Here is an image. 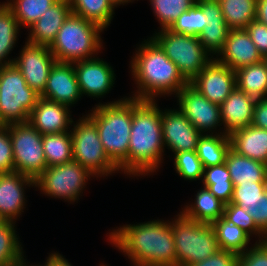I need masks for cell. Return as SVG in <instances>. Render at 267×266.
Masks as SVG:
<instances>
[{"mask_svg": "<svg viewBox=\"0 0 267 266\" xmlns=\"http://www.w3.org/2000/svg\"><path fill=\"white\" fill-rule=\"evenodd\" d=\"M117 228L109 233L107 240L128 256L134 266H177L169 220L155 219Z\"/></svg>", "mask_w": 267, "mask_h": 266, "instance_id": "6da1fadb", "label": "cell"}, {"mask_svg": "<svg viewBox=\"0 0 267 266\" xmlns=\"http://www.w3.org/2000/svg\"><path fill=\"white\" fill-rule=\"evenodd\" d=\"M164 151L161 110L157 101L132 98V125L126 174L129 177L148 174L150 176L162 165Z\"/></svg>", "mask_w": 267, "mask_h": 266, "instance_id": "7a4b0ae2", "label": "cell"}, {"mask_svg": "<svg viewBox=\"0 0 267 266\" xmlns=\"http://www.w3.org/2000/svg\"><path fill=\"white\" fill-rule=\"evenodd\" d=\"M143 42L130 61L131 74L138 88L130 97L156 100L159 95H176L188 82L151 37Z\"/></svg>", "mask_w": 267, "mask_h": 266, "instance_id": "3957f363", "label": "cell"}, {"mask_svg": "<svg viewBox=\"0 0 267 266\" xmlns=\"http://www.w3.org/2000/svg\"><path fill=\"white\" fill-rule=\"evenodd\" d=\"M86 114L96 125L99 138L110 160L126 174V157L132 125V98L123 97L97 104Z\"/></svg>", "mask_w": 267, "mask_h": 266, "instance_id": "277c9868", "label": "cell"}, {"mask_svg": "<svg viewBox=\"0 0 267 266\" xmlns=\"http://www.w3.org/2000/svg\"><path fill=\"white\" fill-rule=\"evenodd\" d=\"M103 30L99 25L71 13L49 49L57 62L74 63L94 58L103 47L100 34Z\"/></svg>", "mask_w": 267, "mask_h": 266, "instance_id": "5b68a950", "label": "cell"}, {"mask_svg": "<svg viewBox=\"0 0 267 266\" xmlns=\"http://www.w3.org/2000/svg\"><path fill=\"white\" fill-rule=\"evenodd\" d=\"M177 254V266L203 261L220 250L210 223L196 222L181 212L170 221Z\"/></svg>", "mask_w": 267, "mask_h": 266, "instance_id": "8992f818", "label": "cell"}, {"mask_svg": "<svg viewBox=\"0 0 267 266\" xmlns=\"http://www.w3.org/2000/svg\"><path fill=\"white\" fill-rule=\"evenodd\" d=\"M39 98L14 64L0 66V125L28 122Z\"/></svg>", "mask_w": 267, "mask_h": 266, "instance_id": "52a82bcc", "label": "cell"}, {"mask_svg": "<svg viewBox=\"0 0 267 266\" xmlns=\"http://www.w3.org/2000/svg\"><path fill=\"white\" fill-rule=\"evenodd\" d=\"M158 31L151 38L177 66L188 83L213 59L198 37L176 33L169 28Z\"/></svg>", "mask_w": 267, "mask_h": 266, "instance_id": "ba28073f", "label": "cell"}, {"mask_svg": "<svg viewBox=\"0 0 267 266\" xmlns=\"http://www.w3.org/2000/svg\"><path fill=\"white\" fill-rule=\"evenodd\" d=\"M73 124L70 130L73 160L97 178L120 171L106 154L95 123L87 115H82L78 122L75 124L73 121Z\"/></svg>", "mask_w": 267, "mask_h": 266, "instance_id": "9c48e42d", "label": "cell"}, {"mask_svg": "<svg viewBox=\"0 0 267 266\" xmlns=\"http://www.w3.org/2000/svg\"><path fill=\"white\" fill-rule=\"evenodd\" d=\"M95 177L85 167L76 161H71L44 169L34 180V188L49 197L61 198L68 202L79 200L87 181Z\"/></svg>", "mask_w": 267, "mask_h": 266, "instance_id": "30bf717a", "label": "cell"}, {"mask_svg": "<svg viewBox=\"0 0 267 266\" xmlns=\"http://www.w3.org/2000/svg\"><path fill=\"white\" fill-rule=\"evenodd\" d=\"M6 126L11 138L15 171L35 180L47 168L43 135L29 122Z\"/></svg>", "mask_w": 267, "mask_h": 266, "instance_id": "8fae6325", "label": "cell"}, {"mask_svg": "<svg viewBox=\"0 0 267 266\" xmlns=\"http://www.w3.org/2000/svg\"><path fill=\"white\" fill-rule=\"evenodd\" d=\"M176 97L178 109L202 135L210 132L214 134L216 128L222 126L220 106L210 102L190 83L184 86Z\"/></svg>", "mask_w": 267, "mask_h": 266, "instance_id": "7c38bea8", "label": "cell"}, {"mask_svg": "<svg viewBox=\"0 0 267 266\" xmlns=\"http://www.w3.org/2000/svg\"><path fill=\"white\" fill-rule=\"evenodd\" d=\"M56 62L49 46L31 44L26 41L20 55L14 58L13 64L22 73L27 85L41 95L50 70Z\"/></svg>", "mask_w": 267, "mask_h": 266, "instance_id": "4fadbf2b", "label": "cell"}, {"mask_svg": "<svg viewBox=\"0 0 267 266\" xmlns=\"http://www.w3.org/2000/svg\"><path fill=\"white\" fill-rule=\"evenodd\" d=\"M190 84L210 102L220 106L237 87L236 72L213 58Z\"/></svg>", "mask_w": 267, "mask_h": 266, "instance_id": "5bb4252c", "label": "cell"}, {"mask_svg": "<svg viewBox=\"0 0 267 266\" xmlns=\"http://www.w3.org/2000/svg\"><path fill=\"white\" fill-rule=\"evenodd\" d=\"M82 96L102 98L115 84V73L109 63L99 57L73 63Z\"/></svg>", "mask_w": 267, "mask_h": 266, "instance_id": "9a60e30c", "label": "cell"}, {"mask_svg": "<svg viewBox=\"0 0 267 266\" xmlns=\"http://www.w3.org/2000/svg\"><path fill=\"white\" fill-rule=\"evenodd\" d=\"M161 123L165 148L167 146L174 154L197 150V142L202 134L179 109L161 110Z\"/></svg>", "mask_w": 267, "mask_h": 266, "instance_id": "2e32d148", "label": "cell"}, {"mask_svg": "<svg viewBox=\"0 0 267 266\" xmlns=\"http://www.w3.org/2000/svg\"><path fill=\"white\" fill-rule=\"evenodd\" d=\"M81 96L73 63L56 62L50 70L40 97L70 108L81 99Z\"/></svg>", "mask_w": 267, "mask_h": 266, "instance_id": "e0dca14e", "label": "cell"}, {"mask_svg": "<svg viewBox=\"0 0 267 266\" xmlns=\"http://www.w3.org/2000/svg\"><path fill=\"white\" fill-rule=\"evenodd\" d=\"M34 186V179L16 171L0 173V216L16 222L26 206L25 189Z\"/></svg>", "mask_w": 267, "mask_h": 266, "instance_id": "ac0fdd59", "label": "cell"}, {"mask_svg": "<svg viewBox=\"0 0 267 266\" xmlns=\"http://www.w3.org/2000/svg\"><path fill=\"white\" fill-rule=\"evenodd\" d=\"M215 59L236 71L261 62L263 56L257 50L246 29H230L224 47Z\"/></svg>", "mask_w": 267, "mask_h": 266, "instance_id": "d6986e66", "label": "cell"}, {"mask_svg": "<svg viewBox=\"0 0 267 266\" xmlns=\"http://www.w3.org/2000/svg\"><path fill=\"white\" fill-rule=\"evenodd\" d=\"M70 109L68 106L40 97L30 112L28 122L42 135L67 132L73 124Z\"/></svg>", "mask_w": 267, "mask_h": 266, "instance_id": "ffe728a7", "label": "cell"}, {"mask_svg": "<svg viewBox=\"0 0 267 266\" xmlns=\"http://www.w3.org/2000/svg\"><path fill=\"white\" fill-rule=\"evenodd\" d=\"M71 13L70 0H58L28 29L27 42L50 46Z\"/></svg>", "mask_w": 267, "mask_h": 266, "instance_id": "44dd1931", "label": "cell"}, {"mask_svg": "<svg viewBox=\"0 0 267 266\" xmlns=\"http://www.w3.org/2000/svg\"><path fill=\"white\" fill-rule=\"evenodd\" d=\"M256 101V99L236 87L220 105L221 119L224 126L222 131L229 135L237 129L250 126Z\"/></svg>", "mask_w": 267, "mask_h": 266, "instance_id": "7402d4cb", "label": "cell"}, {"mask_svg": "<svg viewBox=\"0 0 267 266\" xmlns=\"http://www.w3.org/2000/svg\"><path fill=\"white\" fill-rule=\"evenodd\" d=\"M230 148L240 155L267 165V130L255 126L237 129L229 134Z\"/></svg>", "mask_w": 267, "mask_h": 266, "instance_id": "603a6c76", "label": "cell"}, {"mask_svg": "<svg viewBox=\"0 0 267 266\" xmlns=\"http://www.w3.org/2000/svg\"><path fill=\"white\" fill-rule=\"evenodd\" d=\"M225 164L233 184L267 182L266 164L240 155L231 148L227 152Z\"/></svg>", "mask_w": 267, "mask_h": 266, "instance_id": "cb8c5ba5", "label": "cell"}, {"mask_svg": "<svg viewBox=\"0 0 267 266\" xmlns=\"http://www.w3.org/2000/svg\"><path fill=\"white\" fill-rule=\"evenodd\" d=\"M194 204H188L180 211L189 219L201 223H210L224 215L225 203L219 200L207 187L197 191Z\"/></svg>", "mask_w": 267, "mask_h": 266, "instance_id": "d4e9b609", "label": "cell"}, {"mask_svg": "<svg viewBox=\"0 0 267 266\" xmlns=\"http://www.w3.org/2000/svg\"><path fill=\"white\" fill-rule=\"evenodd\" d=\"M230 149L229 135L225 132L201 135L197 142V155L204 168L220 165L225 162Z\"/></svg>", "mask_w": 267, "mask_h": 266, "instance_id": "484cf974", "label": "cell"}, {"mask_svg": "<svg viewBox=\"0 0 267 266\" xmlns=\"http://www.w3.org/2000/svg\"><path fill=\"white\" fill-rule=\"evenodd\" d=\"M72 13L91 21L103 29L107 28L113 19L115 0H70Z\"/></svg>", "mask_w": 267, "mask_h": 266, "instance_id": "4316f807", "label": "cell"}, {"mask_svg": "<svg viewBox=\"0 0 267 266\" xmlns=\"http://www.w3.org/2000/svg\"><path fill=\"white\" fill-rule=\"evenodd\" d=\"M235 72L236 85L239 90L246 92L256 100L267 98V68L263 60L242 67Z\"/></svg>", "mask_w": 267, "mask_h": 266, "instance_id": "83f0119b", "label": "cell"}, {"mask_svg": "<svg viewBox=\"0 0 267 266\" xmlns=\"http://www.w3.org/2000/svg\"><path fill=\"white\" fill-rule=\"evenodd\" d=\"M211 225L216 233L220 250L241 254L248 249L251 236L243 229L227 221L223 216Z\"/></svg>", "mask_w": 267, "mask_h": 266, "instance_id": "f1b7e54d", "label": "cell"}, {"mask_svg": "<svg viewBox=\"0 0 267 266\" xmlns=\"http://www.w3.org/2000/svg\"><path fill=\"white\" fill-rule=\"evenodd\" d=\"M42 144L47 167L73 161L71 132L43 134Z\"/></svg>", "mask_w": 267, "mask_h": 266, "instance_id": "f546056e", "label": "cell"}, {"mask_svg": "<svg viewBox=\"0 0 267 266\" xmlns=\"http://www.w3.org/2000/svg\"><path fill=\"white\" fill-rule=\"evenodd\" d=\"M230 29H245L255 19L257 0H217Z\"/></svg>", "mask_w": 267, "mask_h": 266, "instance_id": "4dcf8cb0", "label": "cell"}, {"mask_svg": "<svg viewBox=\"0 0 267 266\" xmlns=\"http://www.w3.org/2000/svg\"><path fill=\"white\" fill-rule=\"evenodd\" d=\"M19 23L11 10L0 3V66L13 64L14 58L8 59L12 49L19 39Z\"/></svg>", "mask_w": 267, "mask_h": 266, "instance_id": "1f68e13d", "label": "cell"}, {"mask_svg": "<svg viewBox=\"0 0 267 266\" xmlns=\"http://www.w3.org/2000/svg\"><path fill=\"white\" fill-rule=\"evenodd\" d=\"M202 183L219 200L229 204L232 199L234 184L225 162L220 165L204 168Z\"/></svg>", "mask_w": 267, "mask_h": 266, "instance_id": "d6a6232c", "label": "cell"}, {"mask_svg": "<svg viewBox=\"0 0 267 266\" xmlns=\"http://www.w3.org/2000/svg\"><path fill=\"white\" fill-rule=\"evenodd\" d=\"M15 224L13 221L0 224V266H19L24 256Z\"/></svg>", "mask_w": 267, "mask_h": 266, "instance_id": "836d02e7", "label": "cell"}, {"mask_svg": "<svg viewBox=\"0 0 267 266\" xmlns=\"http://www.w3.org/2000/svg\"><path fill=\"white\" fill-rule=\"evenodd\" d=\"M58 0H8L4 4L15 16L20 28H30Z\"/></svg>", "mask_w": 267, "mask_h": 266, "instance_id": "e575fe53", "label": "cell"}, {"mask_svg": "<svg viewBox=\"0 0 267 266\" xmlns=\"http://www.w3.org/2000/svg\"><path fill=\"white\" fill-rule=\"evenodd\" d=\"M161 29L170 28L174 21L190 9L197 0H149Z\"/></svg>", "mask_w": 267, "mask_h": 266, "instance_id": "d590c367", "label": "cell"}, {"mask_svg": "<svg viewBox=\"0 0 267 266\" xmlns=\"http://www.w3.org/2000/svg\"><path fill=\"white\" fill-rule=\"evenodd\" d=\"M206 25V15L202 8L195 3L190 9L183 12L169 29L176 33L198 37Z\"/></svg>", "mask_w": 267, "mask_h": 266, "instance_id": "8d00e7d4", "label": "cell"}, {"mask_svg": "<svg viewBox=\"0 0 267 266\" xmlns=\"http://www.w3.org/2000/svg\"><path fill=\"white\" fill-rule=\"evenodd\" d=\"M174 169L185 180L196 181L203 178L204 167L196 151H180L174 154Z\"/></svg>", "mask_w": 267, "mask_h": 266, "instance_id": "74e56055", "label": "cell"}, {"mask_svg": "<svg viewBox=\"0 0 267 266\" xmlns=\"http://www.w3.org/2000/svg\"><path fill=\"white\" fill-rule=\"evenodd\" d=\"M229 30L227 23H207L198 36L203 48L211 57L214 58L223 49Z\"/></svg>", "mask_w": 267, "mask_h": 266, "instance_id": "f35d334b", "label": "cell"}, {"mask_svg": "<svg viewBox=\"0 0 267 266\" xmlns=\"http://www.w3.org/2000/svg\"><path fill=\"white\" fill-rule=\"evenodd\" d=\"M223 217L227 221L243 229L251 237L252 235L259 237L257 242H263L267 240V237L258 229L253 221L252 216L246 209H243L233 203L225 204Z\"/></svg>", "mask_w": 267, "mask_h": 266, "instance_id": "ab89813d", "label": "cell"}, {"mask_svg": "<svg viewBox=\"0 0 267 266\" xmlns=\"http://www.w3.org/2000/svg\"><path fill=\"white\" fill-rule=\"evenodd\" d=\"M267 190V182H253V184H234L233 195L230 203L243 209L250 207L261 194Z\"/></svg>", "mask_w": 267, "mask_h": 266, "instance_id": "60d3db41", "label": "cell"}, {"mask_svg": "<svg viewBox=\"0 0 267 266\" xmlns=\"http://www.w3.org/2000/svg\"><path fill=\"white\" fill-rule=\"evenodd\" d=\"M237 266H267V240L256 241L251 248L239 254Z\"/></svg>", "mask_w": 267, "mask_h": 266, "instance_id": "b9f144b4", "label": "cell"}, {"mask_svg": "<svg viewBox=\"0 0 267 266\" xmlns=\"http://www.w3.org/2000/svg\"><path fill=\"white\" fill-rule=\"evenodd\" d=\"M12 143L7 126L0 125V173L14 172Z\"/></svg>", "mask_w": 267, "mask_h": 266, "instance_id": "7bdbcfd3", "label": "cell"}, {"mask_svg": "<svg viewBox=\"0 0 267 266\" xmlns=\"http://www.w3.org/2000/svg\"><path fill=\"white\" fill-rule=\"evenodd\" d=\"M258 229L267 237V190L246 209Z\"/></svg>", "mask_w": 267, "mask_h": 266, "instance_id": "ee69618b", "label": "cell"}, {"mask_svg": "<svg viewBox=\"0 0 267 266\" xmlns=\"http://www.w3.org/2000/svg\"><path fill=\"white\" fill-rule=\"evenodd\" d=\"M262 56L267 54V26L254 19L245 28Z\"/></svg>", "mask_w": 267, "mask_h": 266, "instance_id": "f6af8a7d", "label": "cell"}, {"mask_svg": "<svg viewBox=\"0 0 267 266\" xmlns=\"http://www.w3.org/2000/svg\"><path fill=\"white\" fill-rule=\"evenodd\" d=\"M238 257L239 254L234 252L219 250L211 257L189 266H237Z\"/></svg>", "mask_w": 267, "mask_h": 266, "instance_id": "bcb514c9", "label": "cell"}, {"mask_svg": "<svg viewBox=\"0 0 267 266\" xmlns=\"http://www.w3.org/2000/svg\"><path fill=\"white\" fill-rule=\"evenodd\" d=\"M196 3L202 8L206 15L207 23H226L222 14V9L217 0H197Z\"/></svg>", "mask_w": 267, "mask_h": 266, "instance_id": "7dc6e473", "label": "cell"}, {"mask_svg": "<svg viewBox=\"0 0 267 266\" xmlns=\"http://www.w3.org/2000/svg\"><path fill=\"white\" fill-rule=\"evenodd\" d=\"M251 125L267 130V98L256 101Z\"/></svg>", "mask_w": 267, "mask_h": 266, "instance_id": "c3c4849f", "label": "cell"}, {"mask_svg": "<svg viewBox=\"0 0 267 266\" xmlns=\"http://www.w3.org/2000/svg\"><path fill=\"white\" fill-rule=\"evenodd\" d=\"M255 19L267 26V0L256 1Z\"/></svg>", "mask_w": 267, "mask_h": 266, "instance_id": "681fc988", "label": "cell"}, {"mask_svg": "<svg viewBox=\"0 0 267 266\" xmlns=\"http://www.w3.org/2000/svg\"><path fill=\"white\" fill-rule=\"evenodd\" d=\"M52 266H72L71 263L68 262L67 259L64 258L63 255H61L58 252L52 253Z\"/></svg>", "mask_w": 267, "mask_h": 266, "instance_id": "f907efd6", "label": "cell"}, {"mask_svg": "<svg viewBox=\"0 0 267 266\" xmlns=\"http://www.w3.org/2000/svg\"><path fill=\"white\" fill-rule=\"evenodd\" d=\"M25 256H23V258L21 259L19 266H52V253L49 254V257H47V260L45 262V264L43 265H27L26 264V259H24Z\"/></svg>", "mask_w": 267, "mask_h": 266, "instance_id": "816d5d0a", "label": "cell"}, {"mask_svg": "<svg viewBox=\"0 0 267 266\" xmlns=\"http://www.w3.org/2000/svg\"><path fill=\"white\" fill-rule=\"evenodd\" d=\"M117 3H118V5L120 6V5H124V4H128V3H132L133 1H135V0H115Z\"/></svg>", "mask_w": 267, "mask_h": 266, "instance_id": "f5cc1de1", "label": "cell"}, {"mask_svg": "<svg viewBox=\"0 0 267 266\" xmlns=\"http://www.w3.org/2000/svg\"><path fill=\"white\" fill-rule=\"evenodd\" d=\"M263 62L265 63L266 68H267V54L265 56H263Z\"/></svg>", "mask_w": 267, "mask_h": 266, "instance_id": "db71d44e", "label": "cell"}, {"mask_svg": "<svg viewBox=\"0 0 267 266\" xmlns=\"http://www.w3.org/2000/svg\"><path fill=\"white\" fill-rule=\"evenodd\" d=\"M4 222V219L0 216V224Z\"/></svg>", "mask_w": 267, "mask_h": 266, "instance_id": "11a10c76", "label": "cell"}]
</instances>
